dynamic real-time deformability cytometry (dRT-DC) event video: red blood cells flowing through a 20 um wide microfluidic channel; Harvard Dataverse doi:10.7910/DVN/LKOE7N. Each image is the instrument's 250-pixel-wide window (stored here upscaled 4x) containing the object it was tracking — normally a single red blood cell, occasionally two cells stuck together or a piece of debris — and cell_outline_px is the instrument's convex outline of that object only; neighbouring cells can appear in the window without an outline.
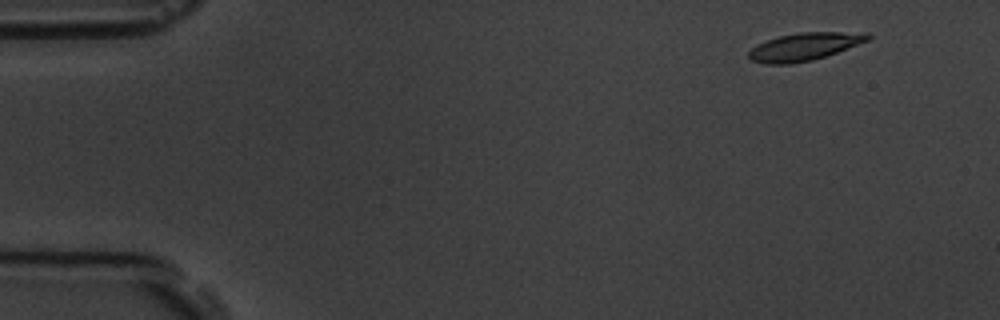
{"species": "common noctule bat (a hibernating species)", "species_latin": "Nyctalus noctula", "temperature_condition": "room temperature", "stored_images_in_passage": 4, "camera_frame_rate_fps": 3000, "um_per_image_px": 0.085, "animal": {"sex": "male", "body_mass_g": 19.5, "forearm_length_mm": 54.6}, "frame": {"image": 1, "passage_image": 1, "time_ms": 0.0, "image_size_px": [1000, 320], "cell_outline_px": [[872, 36], [868, 40], [836, 52], [812, 60], [792, 64], [764, 64], [752, 60], [748, 56], [748, 52], [756, 44], [780, 36], [800, 32], [868, 32]], "centroid_in_image_um": [68.36, 3.96], "position_along_channel_um": 16.6, "area_um2": 19.07}}